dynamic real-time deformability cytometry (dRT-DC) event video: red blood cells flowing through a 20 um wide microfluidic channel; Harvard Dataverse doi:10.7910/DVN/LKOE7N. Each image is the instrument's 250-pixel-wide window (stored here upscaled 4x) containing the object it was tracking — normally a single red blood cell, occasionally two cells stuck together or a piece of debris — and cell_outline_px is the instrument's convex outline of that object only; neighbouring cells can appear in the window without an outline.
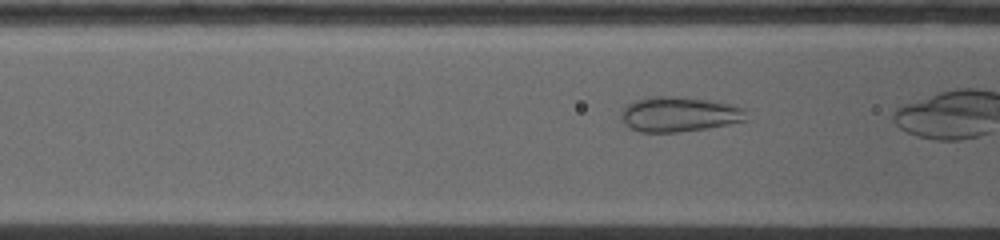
{"species": "common noctule bat (a hibernating species)", "species_latin": "Nyctalus noctula", "temperature_condition": "warm", "stored_images_in_passage": 18, "camera_frame_rate_fps": 5000, "um_per_image_px": 0.085, "animal": {"sex": "female", "body_mass_g": 19.0, "forearm_length_mm": 53.3}, "frame": {"image": 1, "passage_image": 8, "time_ms": 1.6, "image_size_px": [1000, 240], "cell_outline_px": [[748, 120], [728, 124], [704, 128], [676, 132], [640, 132], [624, 124], [620, 120], [620, 112], [628, 104], [636, 100], [648, 96], [680, 96], [708, 100], [728, 104], [744, 108]], "centroid_in_image_um": [57.68, 9.7], "position_along_channel_um": 108.9, "area_um2": 25.49}}
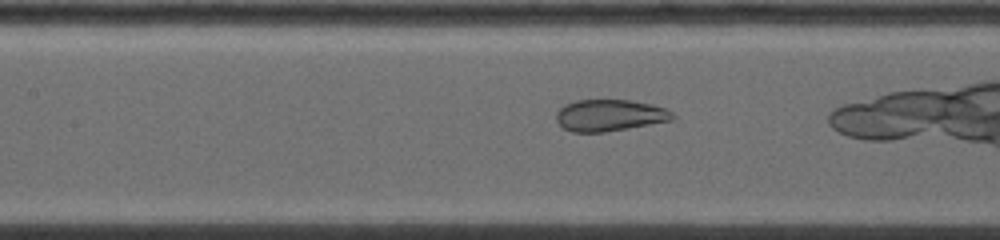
{"frame": {"image": 2, "passage_image": 11, "time_ms": 2.8, "image_size_px": [1000, 240], "cell_outline_px": [[676, 120], [604, 132], [572, 132], [564, 128], [556, 120], [556, 112], [564, 104], [576, 100], [632, 100], [652, 104], [664, 108], [672, 112], [676, 116]], "centroid_in_image_um": [51.85, 9.8], "position_along_channel_um": 155.6, "area_um2": 21.62}}